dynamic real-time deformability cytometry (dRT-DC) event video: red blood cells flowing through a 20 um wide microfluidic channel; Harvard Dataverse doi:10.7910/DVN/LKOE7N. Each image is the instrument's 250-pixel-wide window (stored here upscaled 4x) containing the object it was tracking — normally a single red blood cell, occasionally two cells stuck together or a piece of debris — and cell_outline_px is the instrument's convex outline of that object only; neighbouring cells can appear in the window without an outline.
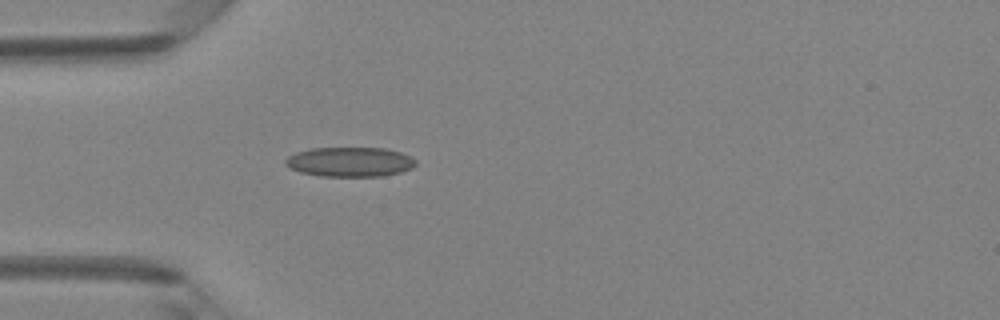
{"species": "Egyptian fruit bat (a non-hibernating species)", "species_latin": "Rousettus aegyptiacus", "temperature_condition": "room temperature", "stored_images_in_passage": 39, "camera_frame_rate_fps": 3000, "um_per_image_px": 0.085, "animal": {"sex": "female"}, "frame": {"image": 1, "passage_image": 5, "time_ms": 1.333, "image_size_px": [1000, 320], "cell_outline_px": [[416, 164], [412, 168], [400, 172], [384, 176], [320, 176], [300, 172], [288, 168], [284, 164], [284, 160], [288, 156], [296, 152], [312, 148], [384, 148], [400, 152], [416, 160]], "centroid_in_image_um": [29.7, 13.76], "position_along_channel_um": 55.3, "area_um2": 22.54}}
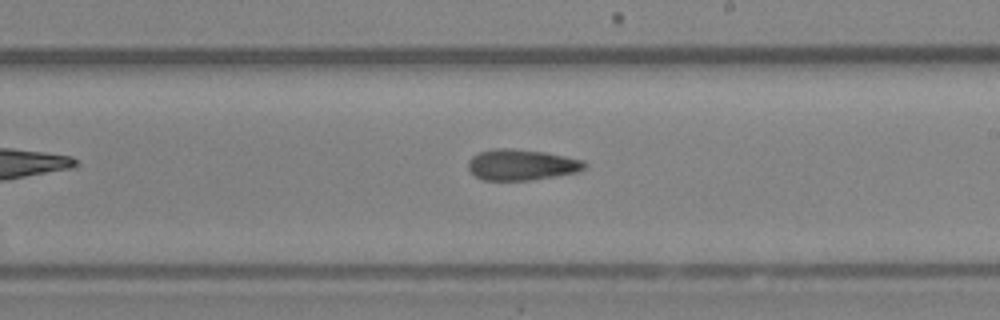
{"frame": {"image": 2, "passage_image": 19, "time_ms": 6.0, "image_size_px": [1000, 320], "cell_outline_px": [[588, 164], [584, 168], [576, 172], [532, 180], [484, 180], [476, 176], [468, 168], [468, 160], [472, 156], [480, 152], [492, 148], [512, 148], [544, 152], [584, 160]], "centroid_in_image_um": [44.32, 14.0], "position_along_channel_um": 244.7, "area_um2": 20.92}}
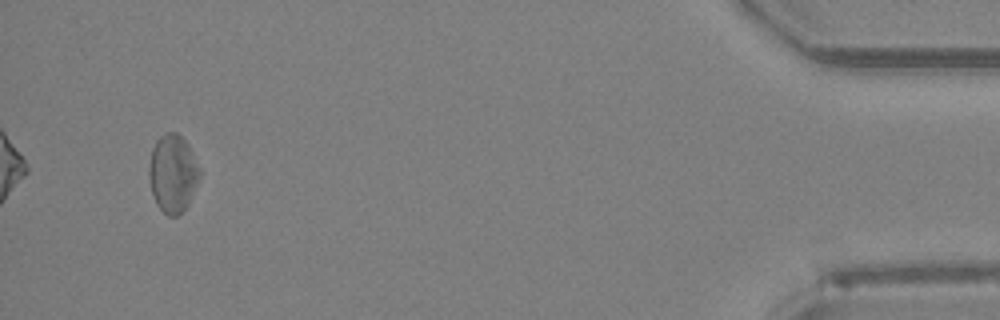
{"frame": {"image": 3, "passage_image": 37, "time_ms": 12.0, "image_size_px": [1000, 320], "cell_outline_px": [[200, 180], [184, 212], [176, 216], [168, 216], [156, 204], [152, 192], [148, 176], [148, 168], [152, 148], [156, 140], [164, 132], [176, 132], [188, 144], [200, 168]], "centroid_in_image_um": [14.69, 14.75], "position_along_channel_um": 420.5, "area_um2": 23.24}, "authors_computed_cell_mechanics": {"area_um2": 21.6172, "velocity_mm_per_s": 4.1914, "shape_relaxation_time_tau1_ms": null, "shape_relaxation_time_tau2_ms": 6.6025, "deformation_change_tau1": null, "deformation_change_tau2": 0.1641}}